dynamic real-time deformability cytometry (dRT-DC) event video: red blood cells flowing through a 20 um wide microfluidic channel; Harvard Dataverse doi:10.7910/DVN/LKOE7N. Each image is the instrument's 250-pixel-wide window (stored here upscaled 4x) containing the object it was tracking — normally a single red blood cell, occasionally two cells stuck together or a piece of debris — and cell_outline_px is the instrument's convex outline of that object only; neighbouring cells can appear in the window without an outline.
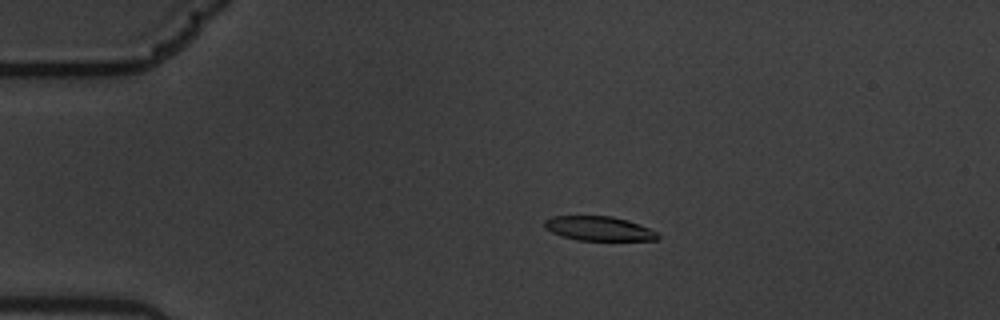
{"species": "common noctule bat (a hibernating species)", "species_latin": "Nyctalus noctula", "temperature_condition": "warm", "stored_images_in_passage": 59, "camera_frame_rate_fps": 3000, "um_per_image_px": 0.085, "animal": {"sex": "male", "body_mass_g": 19.5, "forearm_length_mm": 54.6}, "frame": {"image": 1, "passage_image": 13, "time_ms": 4.0, "image_size_px": [1000, 320], "cell_outline_px": [[660, 236], [656, 240], [576, 240], [552, 232], [544, 228], [544, 220], [552, 216], [612, 216], [628, 220], [640, 224], [660, 232]], "centroid_in_image_um": [50.94, 19.42], "position_along_channel_um": 34.1, "area_um2": 16.18}}
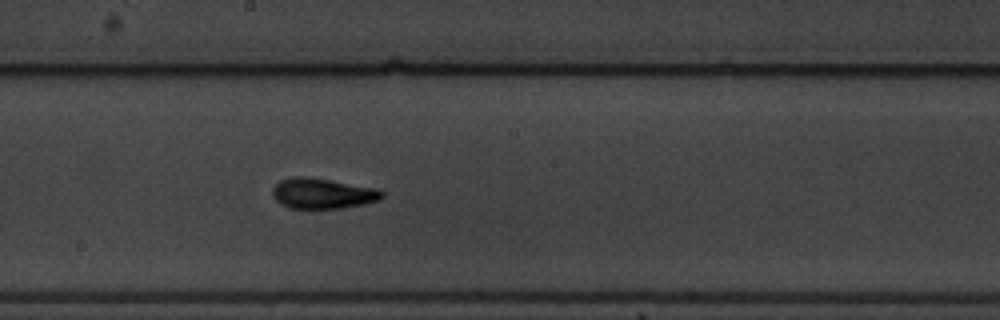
{"frame": {"image": 2, "passage_image": 33, "time_ms": 10.667, "image_size_px": [1000, 320], "cell_outline_px": [[384, 196], [380, 200], [364, 204], [344, 208], [288, 208], [280, 204], [272, 196], [272, 188], [280, 180], [292, 176], [304, 176], [380, 188], [384, 192]], "centroid_in_image_um": [27.43, 16.44], "position_along_channel_um": 220.8, "area_um2": 19.71}}
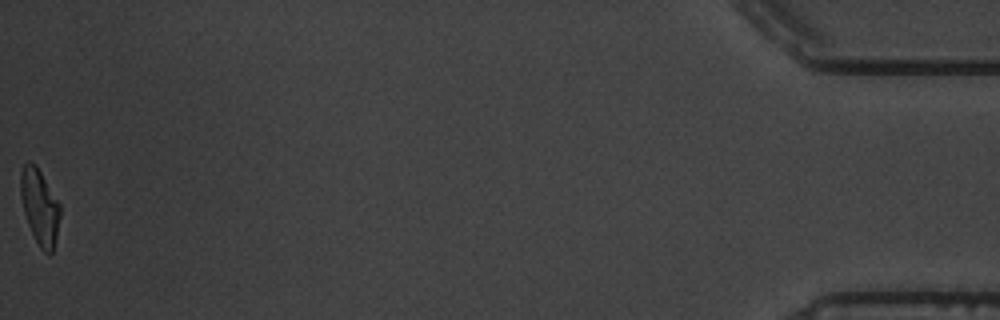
{"frame": {"image": 3, "passage_image": 59, "time_ms": 19.333, "image_size_px": [1000, 320], "cell_outline_px": [[60, 216], [56, 236], [52, 252], [44, 252], [40, 248], [28, 224], [24, 212], [20, 196], [20, 172], [24, 164], [28, 160], [36, 164], [60, 204]], "centroid_in_image_um": [3.36, 17.52], "position_along_channel_um": 431.8, "area_um2": 17.22}, "authors_computed_cell_mechanics": {"area_um2": 18.2648, "velocity_mm_per_s": 3.5293, "shape_relaxation_time_tau1_ms": 4.3688, "shape_relaxation_time_tau2_ms": 2.0935, "deformation_change_tau1": 0.165, "deformation_change_tau2": 0.0888}}